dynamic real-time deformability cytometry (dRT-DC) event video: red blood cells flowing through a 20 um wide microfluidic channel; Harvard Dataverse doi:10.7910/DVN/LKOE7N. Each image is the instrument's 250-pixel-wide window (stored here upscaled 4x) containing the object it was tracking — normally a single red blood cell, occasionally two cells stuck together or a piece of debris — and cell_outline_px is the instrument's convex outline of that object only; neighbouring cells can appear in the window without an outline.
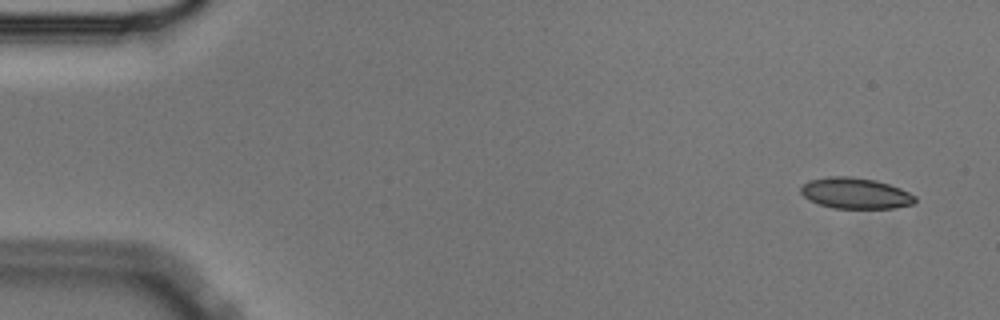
{"species": "Egyptian fruit bat (a non-hibernating species)", "species_latin": "Rousettus aegyptiacus", "temperature_condition": "cold", "stored_images_in_passage": 54, "camera_frame_rate_fps": 3000, "um_per_image_px": 0.085, "animal": {"sex": "male"}, "frame": {"image": 1, "passage_image": 1, "time_ms": 0.0, "image_size_px": [1000, 320], "cell_outline_px": [[916, 200], [912, 204], [896, 208], [832, 208], [820, 204], [804, 196], [800, 192], [800, 188], [808, 180], [828, 176], [848, 176], [876, 180], [900, 188], [916, 196]], "centroid_in_image_um": [72.71, 16.42], "position_along_channel_um": 12.3, "area_um2": 20.52}}
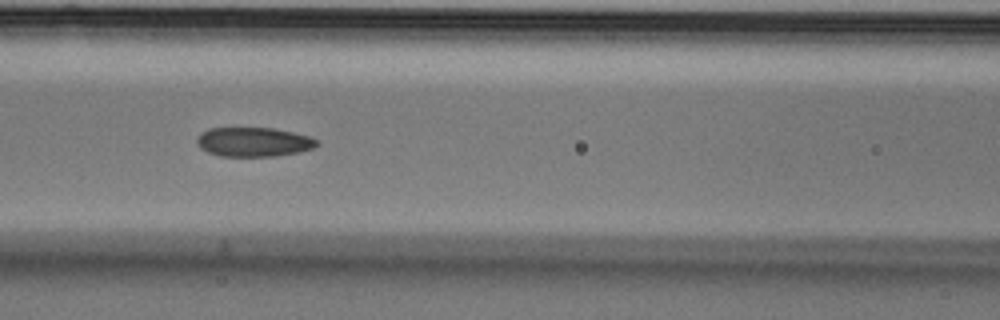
{"frame": {"image": 2, "passage_image": 22, "time_ms": 7.0, "image_size_px": [1000, 320], "cell_outline_px": [[320, 144], [312, 148], [300, 152], [276, 156], [220, 156], [208, 152], [200, 148], [196, 144], [196, 136], [200, 132], [208, 128], [272, 128], [292, 132], [308, 136], [316, 140]], "centroid_in_image_um": [21.5, 12.06], "position_along_channel_um": 145.1, "area_um2": 20.58}}
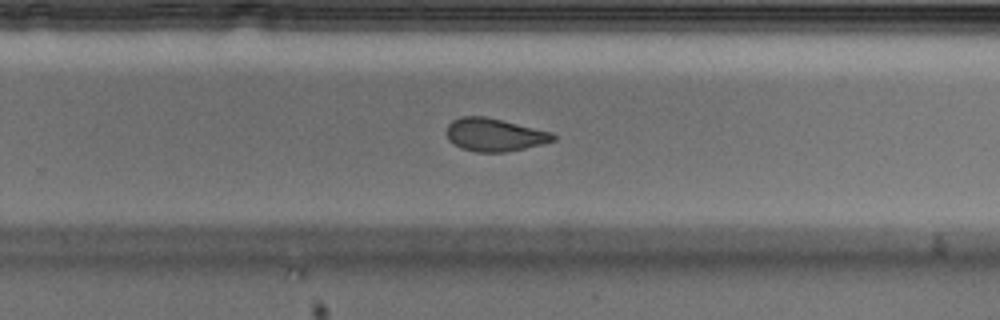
{"frame": {"image": 3, "passage_image": 34, "time_ms": 11.0, "image_size_px": [1000, 320], "cell_outline_px": [[556, 140], [524, 148], [504, 152], [476, 152], [460, 148], [452, 144], [448, 140], [444, 132], [448, 124], [452, 120], [460, 116], [484, 116], [552, 132], [556, 136]], "centroid_in_image_um": [41.96, 11.45], "position_along_channel_um": 287.8, "area_um2": 20.58}, "authors_computed_cell_mechanics": {"area_um2": 21.4149, "velocity_mm_per_s": 3.5773, "shape_relaxation_time_tau1_ms": 10.3279, "shape_relaxation_time_tau2_ms": 1.8718, "deformation_change_tau1": 0.191, "deformation_change_tau2": 0.066}}